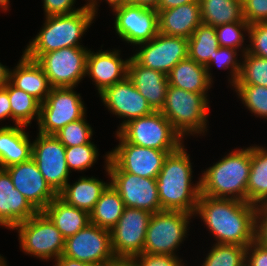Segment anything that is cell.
Returning <instances> with one entry per match:
<instances>
[{"mask_svg": "<svg viewBox=\"0 0 267 266\" xmlns=\"http://www.w3.org/2000/svg\"><path fill=\"white\" fill-rule=\"evenodd\" d=\"M256 210L245 201L200 194L194 215L203 220L215 243L247 247L255 240Z\"/></svg>", "mask_w": 267, "mask_h": 266, "instance_id": "obj_1", "label": "cell"}, {"mask_svg": "<svg viewBox=\"0 0 267 266\" xmlns=\"http://www.w3.org/2000/svg\"><path fill=\"white\" fill-rule=\"evenodd\" d=\"M182 144L166 157L156 185L162 210L195 214L200 197V181L192 184L190 154Z\"/></svg>", "mask_w": 267, "mask_h": 266, "instance_id": "obj_2", "label": "cell"}, {"mask_svg": "<svg viewBox=\"0 0 267 266\" xmlns=\"http://www.w3.org/2000/svg\"><path fill=\"white\" fill-rule=\"evenodd\" d=\"M250 167L251 146L231 151L202 173L201 195L247 202Z\"/></svg>", "mask_w": 267, "mask_h": 266, "instance_id": "obj_3", "label": "cell"}, {"mask_svg": "<svg viewBox=\"0 0 267 266\" xmlns=\"http://www.w3.org/2000/svg\"><path fill=\"white\" fill-rule=\"evenodd\" d=\"M89 7L68 15L45 16L44 26L29 42L23 54L36 61L42 54L68 47H85L79 42L93 23Z\"/></svg>", "mask_w": 267, "mask_h": 266, "instance_id": "obj_4", "label": "cell"}, {"mask_svg": "<svg viewBox=\"0 0 267 266\" xmlns=\"http://www.w3.org/2000/svg\"><path fill=\"white\" fill-rule=\"evenodd\" d=\"M207 93H193L174 86L168 87L160 112L169 120L173 129L184 138L206 131L209 112Z\"/></svg>", "mask_w": 267, "mask_h": 266, "instance_id": "obj_5", "label": "cell"}, {"mask_svg": "<svg viewBox=\"0 0 267 266\" xmlns=\"http://www.w3.org/2000/svg\"><path fill=\"white\" fill-rule=\"evenodd\" d=\"M116 132L128 143L162 151H176L184 144L183 138L160 111L132 119Z\"/></svg>", "mask_w": 267, "mask_h": 266, "instance_id": "obj_6", "label": "cell"}, {"mask_svg": "<svg viewBox=\"0 0 267 266\" xmlns=\"http://www.w3.org/2000/svg\"><path fill=\"white\" fill-rule=\"evenodd\" d=\"M195 215L162 210L152 213L144 242V253L174 255L188 235V224Z\"/></svg>", "mask_w": 267, "mask_h": 266, "instance_id": "obj_7", "label": "cell"}, {"mask_svg": "<svg viewBox=\"0 0 267 266\" xmlns=\"http://www.w3.org/2000/svg\"><path fill=\"white\" fill-rule=\"evenodd\" d=\"M22 251L42 260L54 261L59 258L65 247V238L50 218L43 212L16 225Z\"/></svg>", "mask_w": 267, "mask_h": 266, "instance_id": "obj_8", "label": "cell"}, {"mask_svg": "<svg viewBox=\"0 0 267 266\" xmlns=\"http://www.w3.org/2000/svg\"><path fill=\"white\" fill-rule=\"evenodd\" d=\"M75 87H52L46 100L40 105L38 129L40 134L55 135L68 123L86 115V108Z\"/></svg>", "mask_w": 267, "mask_h": 266, "instance_id": "obj_9", "label": "cell"}, {"mask_svg": "<svg viewBox=\"0 0 267 266\" xmlns=\"http://www.w3.org/2000/svg\"><path fill=\"white\" fill-rule=\"evenodd\" d=\"M105 156V170L110 183L119 192L125 207L144 209L151 213L162 211L156 179L124 172L109 158V152Z\"/></svg>", "mask_w": 267, "mask_h": 266, "instance_id": "obj_10", "label": "cell"}, {"mask_svg": "<svg viewBox=\"0 0 267 266\" xmlns=\"http://www.w3.org/2000/svg\"><path fill=\"white\" fill-rule=\"evenodd\" d=\"M88 48L68 47L42 54L36 62L52 87H76L86 76Z\"/></svg>", "mask_w": 267, "mask_h": 266, "instance_id": "obj_11", "label": "cell"}, {"mask_svg": "<svg viewBox=\"0 0 267 266\" xmlns=\"http://www.w3.org/2000/svg\"><path fill=\"white\" fill-rule=\"evenodd\" d=\"M151 215L144 209L125 207L118 223L110 230L111 247L116 259H133L143 253Z\"/></svg>", "mask_w": 267, "mask_h": 266, "instance_id": "obj_12", "label": "cell"}, {"mask_svg": "<svg viewBox=\"0 0 267 266\" xmlns=\"http://www.w3.org/2000/svg\"><path fill=\"white\" fill-rule=\"evenodd\" d=\"M62 255L81 262L104 266L116 259L111 247L110 230L91 223L65 239Z\"/></svg>", "mask_w": 267, "mask_h": 266, "instance_id": "obj_13", "label": "cell"}, {"mask_svg": "<svg viewBox=\"0 0 267 266\" xmlns=\"http://www.w3.org/2000/svg\"><path fill=\"white\" fill-rule=\"evenodd\" d=\"M37 135L32 142L31 158L35 161L47 184L58 195L70 179L65 157L66 147L55 135L40 133Z\"/></svg>", "mask_w": 267, "mask_h": 266, "instance_id": "obj_14", "label": "cell"}, {"mask_svg": "<svg viewBox=\"0 0 267 266\" xmlns=\"http://www.w3.org/2000/svg\"><path fill=\"white\" fill-rule=\"evenodd\" d=\"M131 57L143 67L168 75L173 67L188 57V39L158 33L148 42L140 43Z\"/></svg>", "mask_w": 267, "mask_h": 266, "instance_id": "obj_15", "label": "cell"}, {"mask_svg": "<svg viewBox=\"0 0 267 266\" xmlns=\"http://www.w3.org/2000/svg\"><path fill=\"white\" fill-rule=\"evenodd\" d=\"M119 144L109 152V158L124 172L140 177L157 179L169 153L153 148L140 147L125 141L117 132Z\"/></svg>", "mask_w": 267, "mask_h": 266, "instance_id": "obj_16", "label": "cell"}, {"mask_svg": "<svg viewBox=\"0 0 267 266\" xmlns=\"http://www.w3.org/2000/svg\"><path fill=\"white\" fill-rule=\"evenodd\" d=\"M114 28L125 42L137 46L148 42L159 33L156 9L127 4L113 10Z\"/></svg>", "mask_w": 267, "mask_h": 266, "instance_id": "obj_17", "label": "cell"}, {"mask_svg": "<svg viewBox=\"0 0 267 266\" xmlns=\"http://www.w3.org/2000/svg\"><path fill=\"white\" fill-rule=\"evenodd\" d=\"M105 107L118 116L124 118L117 131L128 121L152 114L154 110L148 104L144 96L136 89L128 76L107 87L99 94Z\"/></svg>", "mask_w": 267, "mask_h": 266, "instance_id": "obj_18", "label": "cell"}, {"mask_svg": "<svg viewBox=\"0 0 267 266\" xmlns=\"http://www.w3.org/2000/svg\"><path fill=\"white\" fill-rule=\"evenodd\" d=\"M4 169L9 173L14 187L38 212L43 211L57 196L32 158Z\"/></svg>", "mask_w": 267, "mask_h": 266, "instance_id": "obj_19", "label": "cell"}, {"mask_svg": "<svg viewBox=\"0 0 267 266\" xmlns=\"http://www.w3.org/2000/svg\"><path fill=\"white\" fill-rule=\"evenodd\" d=\"M120 50H99L97 52L89 49L86 58V76L95 82L98 93H102L107 87L122 81L128 75L129 59H122Z\"/></svg>", "mask_w": 267, "mask_h": 266, "instance_id": "obj_20", "label": "cell"}, {"mask_svg": "<svg viewBox=\"0 0 267 266\" xmlns=\"http://www.w3.org/2000/svg\"><path fill=\"white\" fill-rule=\"evenodd\" d=\"M38 211L14 187L9 173L0 168V226L13 229Z\"/></svg>", "mask_w": 267, "mask_h": 266, "instance_id": "obj_21", "label": "cell"}, {"mask_svg": "<svg viewBox=\"0 0 267 266\" xmlns=\"http://www.w3.org/2000/svg\"><path fill=\"white\" fill-rule=\"evenodd\" d=\"M127 76L154 111H160L163 108L169 87L167 75L143 67L130 57Z\"/></svg>", "mask_w": 267, "mask_h": 266, "instance_id": "obj_22", "label": "cell"}, {"mask_svg": "<svg viewBox=\"0 0 267 266\" xmlns=\"http://www.w3.org/2000/svg\"><path fill=\"white\" fill-rule=\"evenodd\" d=\"M158 12L159 32L189 39L202 23L200 2H191Z\"/></svg>", "mask_w": 267, "mask_h": 266, "instance_id": "obj_23", "label": "cell"}, {"mask_svg": "<svg viewBox=\"0 0 267 266\" xmlns=\"http://www.w3.org/2000/svg\"><path fill=\"white\" fill-rule=\"evenodd\" d=\"M15 87L27 92L40 103L50 94L52 86L43 68L24 54L19 63L10 71V80Z\"/></svg>", "mask_w": 267, "mask_h": 266, "instance_id": "obj_24", "label": "cell"}, {"mask_svg": "<svg viewBox=\"0 0 267 266\" xmlns=\"http://www.w3.org/2000/svg\"><path fill=\"white\" fill-rule=\"evenodd\" d=\"M23 125L0 127V168L4 169L28 161L32 155V143Z\"/></svg>", "mask_w": 267, "mask_h": 266, "instance_id": "obj_25", "label": "cell"}, {"mask_svg": "<svg viewBox=\"0 0 267 266\" xmlns=\"http://www.w3.org/2000/svg\"><path fill=\"white\" fill-rule=\"evenodd\" d=\"M43 212L65 239L75 235L90 223V215L87 211L67 204L58 195L46 206Z\"/></svg>", "mask_w": 267, "mask_h": 266, "instance_id": "obj_26", "label": "cell"}, {"mask_svg": "<svg viewBox=\"0 0 267 266\" xmlns=\"http://www.w3.org/2000/svg\"><path fill=\"white\" fill-rule=\"evenodd\" d=\"M168 83L193 93H208L212 86L206 67L189 57L178 62L167 75Z\"/></svg>", "mask_w": 267, "mask_h": 266, "instance_id": "obj_27", "label": "cell"}, {"mask_svg": "<svg viewBox=\"0 0 267 266\" xmlns=\"http://www.w3.org/2000/svg\"><path fill=\"white\" fill-rule=\"evenodd\" d=\"M72 185L69 182L58 196L67 204L82 209L90 213L96 202L99 200L102 192L110 184L97 178L81 176Z\"/></svg>", "mask_w": 267, "mask_h": 266, "instance_id": "obj_28", "label": "cell"}, {"mask_svg": "<svg viewBox=\"0 0 267 266\" xmlns=\"http://www.w3.org/2000/svg\"><path fill=\"white\" fill-rule=\"evenodd\" d=\"M247 202L267 206V148L251 146V167L247 184Z\"/></svg>", "mask_w": 267, "mask_h": 266, "instance_id": "obj_29", "label": "cell"}, {"mask_svg": "<svg viewBox=\"0 0 267 266\" xmlns=\"http://www.w3.org/2000/svg\"><path fill=\"white\" fill-rule=\"evenodd\" d=\"M124 209L119 192L110 183L89 213L90 223L111 230L118 223Z\"/></svg>", "mask_w": 267, "mask_h": 266, "instance_id": "obj_30", "label": "cell"}, {"mask_svg": "<svg viewBox=\"0 0 267 266\" xmlns=\"http://www.w3.org/2000/svg\"><path fill=\"white\" fill-rule=\"evenodd\" d=\"M203 24L219 25L246 21L242 14V0H199Z\"/></svg>", "mask_w": 267, "mask_h": 266, "instance_id": "obj_31", "label": "cell"}, {"mask_svg": "<svg viewBox=\"0 0 267 266\" xmlns=\"http://www.w3.org/2000/svg\"><path fill=\"white\" fill-rule=\"evenodd\" d=\"M8 91L14 125L28 127L40 117L41 103L27 92L15 87L10 81L4 86Z\"/></svg>", "mask_w": 267, "mask_h": 266, "instance_id": "obj_32", "label": "cell"}, {"mask_svg": "<svg viewBox=\"0 0 267 266\" xmlns=\"http://www.w3.org/2000/svg\"><path fill=\"white\" fill-rule=\"evenodd\" d=\"M219 47L215 27L201 23L188 39V57L206 67Z\"/></svg>", "mask_w": 267, "mask_h": 266, "instance_id": "obj_33", "label": "cell"}, {"mask_svg": "<svg viewBox=\"0 0 267 266\" xmlns=\"http://www.w3.org/2000/svg\"><path fill=\"white\" fill-rule=\"evenodd\" d=\"M241 73L235 85H259L267 87V58L245 52L242 56Z\"/></svg>", "mask_w": 267, "mask_h": 266, "instance_id": "obj_34", "label": "cell"}, {"mask_svg": "<svg viewBox=\"0 0 267 266\" xmlns=\"http://www.w3.org/2000/svg\"><path fill=\"white\" fill-rule=\"evenodd\" d=\"M201 266H239L245 261L246 247L213 244Z\"/></svg>", "mask_w": 267, "mask_h": 266, "instance_id": "obj_35", "label": "cell"}, {"mask_svg": "<svg viewBox=\"0 0 267 266\" xmlns=\"http://www.w3.org/2000/svg\"><path fill=\"white\" fill-rule=\"evenodd\" d=\"M244 106L257 117L267 119V87L259 85L233 86Z\"/></svg>", "mask_w": 267, "mask_h": 266, "instance_id": "obj_36", "label": "cell"}, {"mask_svg": "<svg viewBox=\"0 0 267 266\" xmlns=\"http://www.w3.org/2000/svg\"><path fill=\"white\" fill-rule=\"evenodd\" d=\"M249 26L250 25L247 23V21H238L215 27L219 46L230 47L237 50L240 49L241 54L243 55L245 52L248 51V45H245L247 47L244 46V37L246 36L243 34V32L245 34L248 33Z\"/></svg>", "mask_w": 267, "mask_h": 266, "instance_id": "obj_37", "label": "cell"}, {"mask_svg": "<svg viewBox=\"0 0 267 266\" xmlns=\"http://www.w3.org/2000/svg\"><path fill=\"white\" fill-rule=\"evenodd\" d=\"M85 117L86 115L77 121L68 123L55 134L65 147L85 145L91 142L93 129Z\"/></svg>", "mask_w": 267, "mask_h": 266, "instance_id": "obj_38", "label": "cell"}, {"mask_svg": "<svg viewBox=\"0 0 267 266\" xmlns=\"http://www.w3.org/2000/svg\"><path fill=\"white\" fill-rule=\"evenodd\" d=\"M98 149L94 142L85 145L66 147L65 157L68 169L74 171H84L91 168L98 159Z\"/></svg>", "mask_w": 267, "mask_h": 266, "instance_id": "obj_39", "label": "cell"}, {"mask_svg": "<svg viewBox=\"0 0 267 266\" xmlns=\"http://www.w3.org/2000/svg\"><path fill=\"white\" fill-rule=\"evenodd\" d=\"M237 49L230 48V47H219L213 57H210V63L206 66L207 74L209 79L212 80L211 75V66L215 64L219 69H230V84L232 87L236 84L238 77L241 73V64L240 60H237Z\"/></svg>", "mask_w": 267, "mask_h": 266, "instance_id": "obj_40", "label": "cell"}, {"mask_svg": "<svg viewBox=\"0 0 267 266\" xmlns=\"http://www.w3.org/2000/svg\"><path fill=\"white\" fill-rule=\"evenodd\" d=\"M248 53L267 58V22L255 23L249 26Z\"/></svg>", "mask_w": 267, "mask_h": 266, "instance_id": "obj_41", "label": "cell"}, {"mask_svg": "<svg viewBox=\"0 0 267 266\" xmlns=\"http://www.w3.org/2000/svg\"><path fill=\"white\" fill-rule=\"evenodd\" d=\"M242 14L249 25L267 22V0H242Z\"/></svg>", "mask_w": 267, "mask_h": 266, "instance_id": "obj_42", "label": "cell"}, {"mask_svg": "<svg viewBox=\"0 0 267 266\" xmlns=\"http://www.w3.org/2000/svg\"><path fill=\"white\" fill-rule=\"evenodd\" d=\"M133 261L137 266H185L178 256L144 252L134 257Z\"/></svg>", "mask_w": 267, "mask_h": 266, "instance_id": "obj_43", "label": "cell"}, {"mask_svg": "<svg viewBox=\"0 0 267 266\" xmlns=\"http://www.w3.org/2000/svg\"><path fill=\"white\" fill-rule=\"evenodd\" d=\"M76 0H43V9L45 16L54 15H68L86 8L84 4L82 7L74 8Z\"/></svg>", "mask_w": 267, "mask_h": 266, "instance_id": "obj_44", "label": "cell"}, {"mask_svg": "<svg viewBox=\"0 0 267 266\" xmlns=\"http://www.w3.org/2000/svg\"><path fill=\"white\" fill-rule=\"evenodd\" d=\"M245 260L249 266H267V248L254 240L246 247Z\"/></svg>", "mask_w": 267, "mask_h": 266, "instance_id": "obj_45", "label": "cell"}, {"mask_svg": "<svg viewBox=\"0 0 267 266\" xmlns=\"http://www.w3.org/2000/svg\"><path fill=\"white\" fill-rule=\"evenodd\" d=\"M255 241L267 248V206H258L255 214Z\"/></svg>", "mask_w": 267, "mask_h": 266, "instance_id": "obj_46", "label": "cell"}, {"mask_svg": "<svg viewBox=\"0 0 267 266\" xmlns=\"http://www.w3.org/2000/svg\"><path fill=\"white\" fill-rule=\"evenodd\" d=\"M12 119L10 100L8 91L5 87L0 88V120Z\"/></svg>", "mask_w": 267, "mask_h": 266, "instance_id": "obj_47", "label": "cell"}, {"mask_svg": "<svg viewBox=\"0 0 267 266\" xmlns=\"http://www.w3.org/2000/svg\"><path fill=\"white\" fill-rule=\"evenodd\" d=\"M191 2H199V0H159L156 6L157 11L166 10Z\"/></svg>", "mask_w": 267, "mask_h": 266, "instance_id": "obj_48", "label": "cell"}, {"mask_svg": "<svg viewBox=\"0 0 267 266\" xmlns=\"http://www.w3.org/2000/svg\"><path fill=\"white\" fill-rule=\"evenodd\" d=\"M54 266H104V265L85 263L61 255L59 258L55 260Z\"/></svg>", "mask_w": 267, "mask_h": 266, "instance_id": "obj_49", "label": "cell"}, {"mask_svg": "<svg viewBox=\"0 0 267 266\" xmlns=\"http://www.w3.org/2000/svg\"><path fill=\"white\" fill-rule=\"evenodd\" d=\"M10 69L0 63V88H3L10 80Z\"/></svg>", "mask_w": 267, "mask_h": 266, "instance_id": "obj_50", "label": "cell"}, {"mask_svg": "<svg viewBox=\"0 0 267 266\" xmlns=\"http://www.w3.org/2000/svg\"><path fill=\"white\" fill-rule=\"evenodd\" d=\"M159 0H129V4L155 9Z\"/></svg>", "mask_w": 267, "mask_h": 266, "instance_id": "obj_51", "label": "cell"}, {"mask_svg": "<svg viewBox=\"0 0 267 266\" xmlns=\"http://www.w3.org/2000/svg\"><path fill=\"white\" fill-rule=\"evenodd\" d=\"M106 266H137L133 259H115Z\"/></svg>", "mask_w": 267, "mask_h": 266, "instance_id": "obj_52", "label": "cell"}, {"mask_svg": "<svg viewBox=\"0 0 267 266\" xmlns=\"http://www.w3.org/2000/svg\"><path fill=\"white\" fill-rule=\"evenodd\" d=\"M105 1L109 4V7L111 6L112 11L119 7L129 4V0H105Z\"/></svg>", "mask_w": 267, "mask_h": 266, "instance_id": "obj_53", "label": "cell"}, {"mask_svg": "<svg viewBox=\"0 0 267 266\" xmlns=\"http://www.w3.org/2000/svg\"><path fill=\"white\" fill-rule=\"evenodd\" d=\"M88 2L85 4L86 7H89V9L93 12L94 16H96L97 14V11H98V8L97 6L99 7L98 5V1L97 0H87Z\"/></svg>", "mask_w": 267, "mask_h": 266, "instance_id": "obj_54", "label": "cell"}, {"mask_svg": "<svg viewBox=\"0 0 267 266\" xmlns=\"http://www.w3.org/2000/svg\"><path fill=\"white\" fill-rule=\"evenodd\" d=\"M10 0H0V9L3 11L9 10Z\"/></svg>", "mask_w": 267, "mask_h": 266, "instance_id": "obj_55", "label": "cell"}, {"mask_svg": "<svg viewBox=\"0 0 267 266\" xmlns=\"http://www.w3.org/2000/svg\"><path fill=\"white\" fill-rule=\"evenodd\" d=\"M0 266H8L7 261L3 256H1V254H0Z\"/></svg>", "mask_w": 267, "mask_h": 266, "instance_id": "obj_56", "label": "cell"}, {"mask_svg": "<svg viewBox=\"0 0 267 266\" xmlns=\"http://www.w3.org/2000/svg\"><path fill=\"white\" fill-rule=\"evenodd\" d=\"M239 266H249V264L246 262V260L244 262H242V264H240Z\"/></svg>", "mask_w": 267, "mask_h": 266, "instance_id": "obj_57", "label": "cell"}]
</instances>
